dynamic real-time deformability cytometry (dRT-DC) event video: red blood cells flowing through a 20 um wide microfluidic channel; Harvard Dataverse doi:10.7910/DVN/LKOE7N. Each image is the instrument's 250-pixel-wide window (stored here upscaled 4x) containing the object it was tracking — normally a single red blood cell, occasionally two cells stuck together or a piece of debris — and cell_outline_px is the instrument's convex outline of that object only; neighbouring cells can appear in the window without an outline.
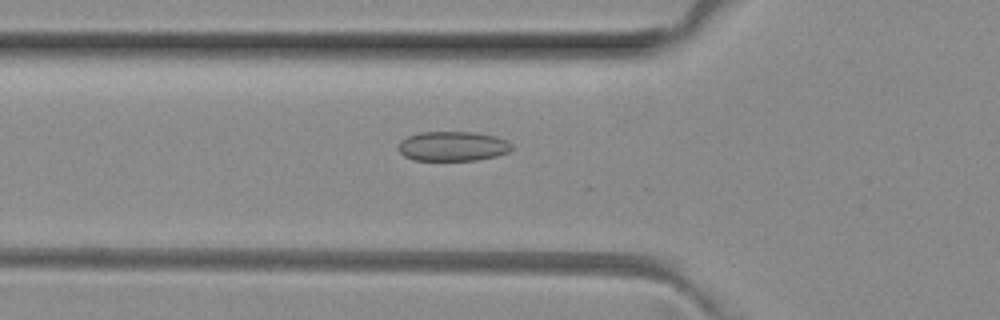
{"species": "common noctule bat (a hibernating species)", "species_latin": "Nyctalus noctula", "temperature_condition": "room temperature", "stored_images_in_passage": 31, "camera_frame_rate_fps": 3000, "um_per_image_px": 0.085, "animal": {"sex": "female", "body_mass_g": 29.2, "forearm_length_mm": 56.3}, "frame": {"image": 1, "passage_image": 5, "time_ms": 1.333, "image_size_px": [1000, 320], "cell_outline_px": [[512, 148], [508, 152], [496, 156], [476, 160], [412, 160], [404, 156], [400, 152], [400, 140], [408, 136], [420, 132], [476, 132], [496, 136], [508, 140], [512, 144]], "centroid_in_image_um": [38.51, 12.42], "position_along_channel_um": 87.3, "area_um2": 19.65}}
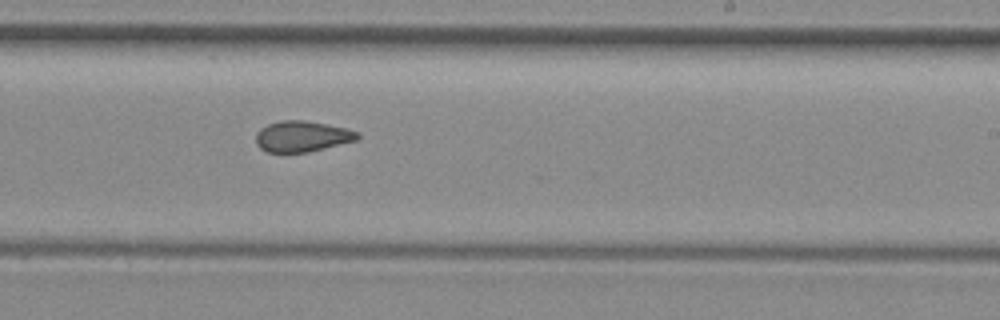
{"frame": {"image": 2, "passage_image": 18, "time_ms": 5.667, "image_size_px": [1000, 320], "cell_outline_px": [[360, 136], [356, 140], [308, 152], [268, 152], [260, 148], [256, 144], [256, 132], [260, 128], [268, 124], [280, 120], [304, 120], [344, 128], [360, 132]], "centroid_in_image_um": [25.64, 11.59], "position_along_channel_um": 263.4, "area_um2": 18.15}}
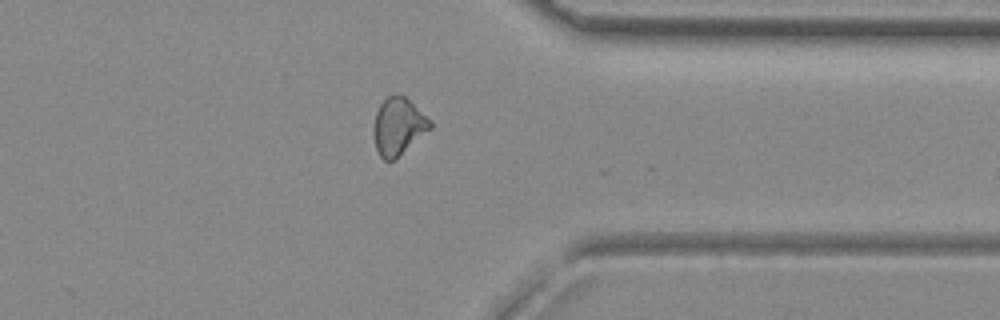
{"frame": {"image": 3, "passage_image": 27, "time_ms": 8.667, "image_size_px": [1000, 320], "cell_outline_px": [[432, 128], [396, 160], [384, 160], [380, 156], [376, 148], [372, 132], [376, 112], [380, 104], [388, 96], [404, 96], [432, 124]], "centroid_in_image_um": [33.82, 10.81], "position_along_channel_um": 377.6, "area_um2": 18.55}, "authors_computed_cell_mechanics": {"area_um2": 18.6116, "velocity_mm_per_s": 4.0536, "shape_relaxation_time_tau1_ms": null, "shape_relaxation_time_tau2_ms": 2.1034, "deformation_change_tau1": null, "deformation_change_tau2": 0.0825}}